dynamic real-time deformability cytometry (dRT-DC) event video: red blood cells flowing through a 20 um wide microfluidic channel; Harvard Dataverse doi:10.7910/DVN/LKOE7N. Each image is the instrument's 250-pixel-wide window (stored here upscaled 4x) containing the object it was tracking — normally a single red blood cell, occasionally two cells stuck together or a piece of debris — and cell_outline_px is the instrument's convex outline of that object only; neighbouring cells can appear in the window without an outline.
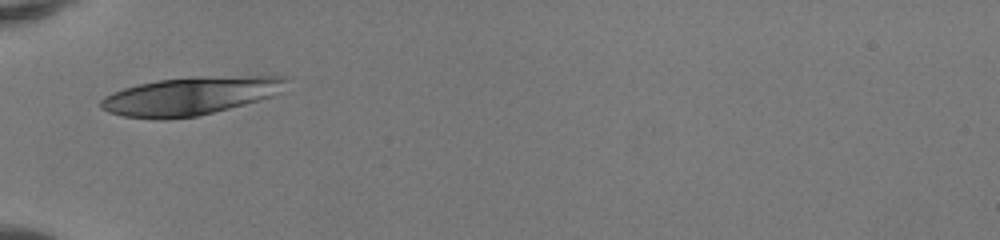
{"species": "human", "species_latin": "Homo sapiens", "temperature_condition": "room temperature", "stored_images_in_passage": 33, "camera_frame_rate_fps": 3000, "um_per_image_px": 0.085, "donor": {"sex": "female"}, "frame": {"image": 1, "passage_image": 1, "time_ms": 0.0, "image_size_px": [1000, 240], "cell_outline_px": [[292, 76], [280, 92], [272, 96], [244, 104], [196, 116], [168, 120], [156, 120], [124, 116], [108, 112], [100, 108], [100, 100], [104, 96], [112, 92], [124, 88], [140, 84], [160, 80], [192, 76]], "centroid_in_image_um": [16.16, 8.15], "position_along_channel_um": 68.8, "area_um2": 41.38}}
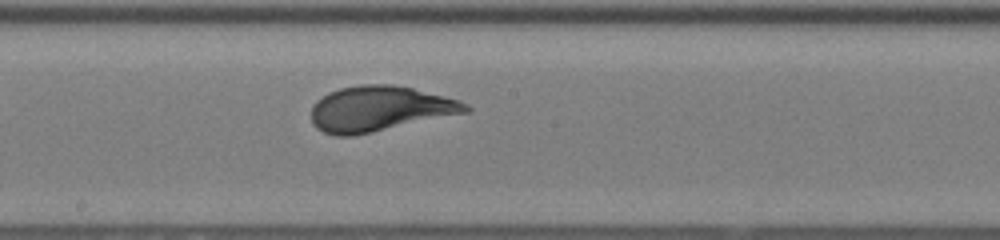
{"frame": {"image": 2, "passage_image": 12, "time_ms": 3.667, "image_size_px": [1000, 240], "cell_outline_px": [[472, 108], [468, 112], [372, 132], [352, 136], [336, 136], [324, 132], [316, 128], [312, 124], [312, 104], [316, 100], [328, 92], [340, 88], [360, 84], [392, 84], [412, 88], [460, 100], [468, 104]], "centroid_in_image_um": [32.25, 9.24], "position_along_channel_um": 216.0, "area_um2": 40.75}}
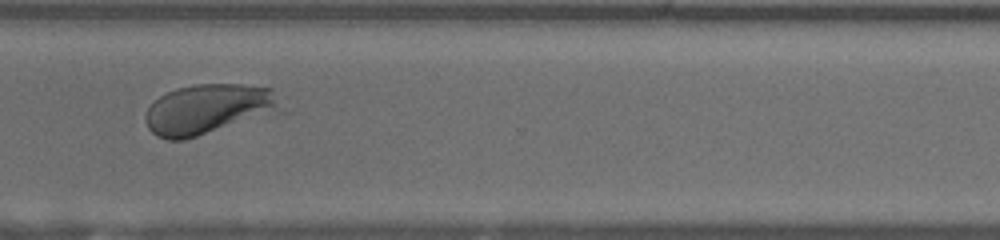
{"frame": {"image": 3, "passage_image": 22, "time_ms": 7.0, "image_size_px": [1000, 240], "cell_outline_px": [[292, 112], [184, 140], [168, 140], [156, 136], [148, 128], [144, 120], [144, 116], [148, 108], [160, 96], [176, 88], [192, 84], [240, 84], [272, 88]], "centroid_in_image_um": [17.92, 9.3], "position_along_channel_um": 352.7, "area_um2": 41.56}, "authors_computed_cell_mechanics": {"area_um2": 40.3444, "velocity_mm_per_s": 4.1022, "shape_relaxation_time_tau1_ms": 2.6331, "shape_relaxation_time_tau2_ms": null, "deformation_change_tau1": 0.1655, "deformation_change_tau2": null}}